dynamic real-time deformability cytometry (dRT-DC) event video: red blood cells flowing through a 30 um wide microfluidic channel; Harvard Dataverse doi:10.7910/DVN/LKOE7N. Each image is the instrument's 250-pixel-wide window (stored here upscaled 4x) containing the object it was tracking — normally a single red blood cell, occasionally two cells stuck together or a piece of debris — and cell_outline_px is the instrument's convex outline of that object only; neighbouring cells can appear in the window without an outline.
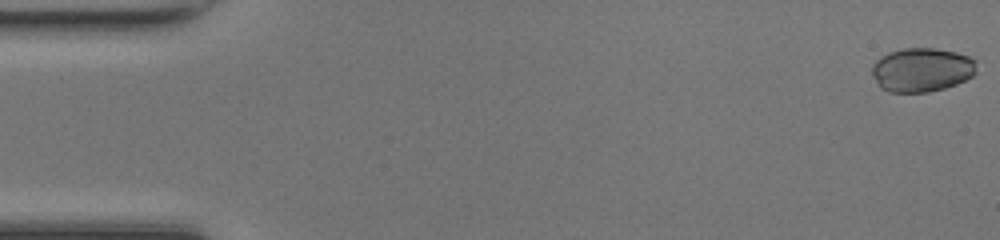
{"species": "common noctule bat (a hibernating species)", "species_latin": "Nyctalus noctula", "temperature_condition": "room temperature", "stored_images_in_passage": 49, "camera_frame_rate_fps": 3000, "um_per_image_px": 0.085, "animal": {"sex": "female", "body_mass_g": 17.0, "forearm_length_mm": 48.0}, "frame": {"image": 1, "passage_image": 1, "time_ms": 0.0, "image_size_px": [1000, 240], "cell_outline_px": [[976, 72], [972, 76], [956, 84], [944, 88], [928, 92], [888, 92], [880, 88], [872, 76], [872, 64], [880, 56], [888, 52], [904, 48], [932, 48], [956, 52], [968, 56], [976, 60]], "centroid_in_image_um": [78.32, 5.93], "position_along_channel_um": 6.7, "area_um2": 26.99}}
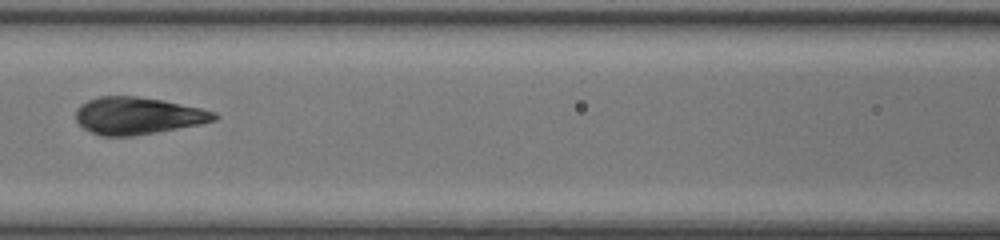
{"frame": {"image": 2, "passage_image": 22, "time_ms": 7.0, "image_size_px": [1000, 240], "cell_outline_px": [[220, 116], [216, 120], [200, 124], [156, 132], [132, 136], [100, 136], [84, 128], [76, 120], [76, 108], [80, 104], [88, 100], [100, 96], [136, 96], [160, 100], [200, 108], [216, 112]], "centroid_in_image_um": [11.7, 9.84], "position_along_channel_um": 154.9, "area_um2": 29.82}}
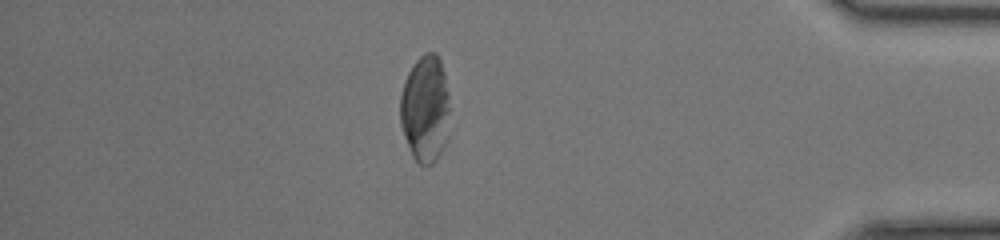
{"frame": {"image": 3, "passage_image": 42, "time_ms": 13.667, "image_size_px": [1000, 240], "cell_outline_px": [[452, 108], [448, 140], [436, 160], [432, 164], [424, 168], [416, 164], [412, 156], [404, 136], [400, 124], [400, 96], [404, 80], [412, 64], [424, 52], [436, 52], [440, 60], [444, 72]], "centroid_in_image_um": [36.18, 9.29], "position_along_channel_um": 399.0, "area_um2": 32.31}, "authors_computed_cell_mechanics": {"area_um2": 29.9982, "velocity_mm_per_s": 4.2845, "shape_relaxation_time_tau1_ms": 4.0008, "shape_relaxation_time_tau2_ms": null, "deformation_change_tau1": 0.1633, "deformation_change_tau2": null}}